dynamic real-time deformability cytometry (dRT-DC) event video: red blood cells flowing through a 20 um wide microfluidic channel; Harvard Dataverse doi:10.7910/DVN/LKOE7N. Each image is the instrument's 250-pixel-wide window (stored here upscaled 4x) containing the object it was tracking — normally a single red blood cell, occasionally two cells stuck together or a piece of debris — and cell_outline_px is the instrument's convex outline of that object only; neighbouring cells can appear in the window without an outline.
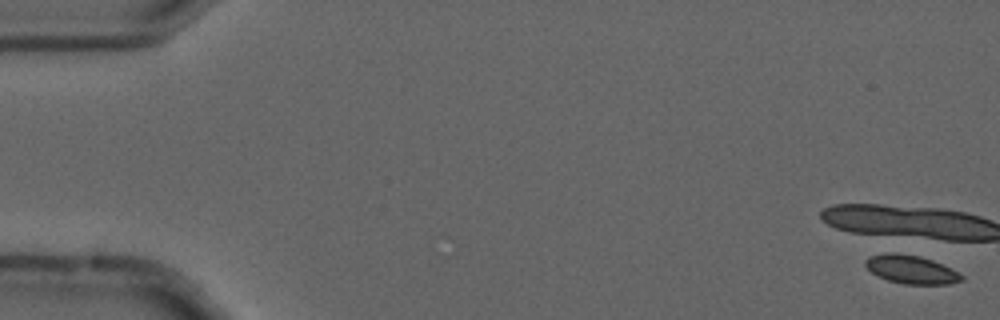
{"species": "common noctule bat (a hibernating species)", "species_latin": "Nyctalus noctula", "temperature_condition": "cold", "stored_images_in_passage": 2, "camera_frame_rate_fps": 3000, "um_per_image_px": 0.085, "animal": {"sex": "male", "forearm_length_mm": 52.5}, "frame": {"image": 1, "passage_image": 1, "time_ms": 0.0, "image_size_px": [1000, 320], "cell_outline_px": [[964, 280], [948, 284], [904, 284], [888, 280], [872, 272], [864, 264], [864, 260], [868, 256], [888, 252], [896, 252], [920, 256], [932, 260], [952, 268], [964, 276]], "centroid_in_image_um": [77.46, 22.89], "position_along_channel_um": 7.5, "area_um2": 16.01}}